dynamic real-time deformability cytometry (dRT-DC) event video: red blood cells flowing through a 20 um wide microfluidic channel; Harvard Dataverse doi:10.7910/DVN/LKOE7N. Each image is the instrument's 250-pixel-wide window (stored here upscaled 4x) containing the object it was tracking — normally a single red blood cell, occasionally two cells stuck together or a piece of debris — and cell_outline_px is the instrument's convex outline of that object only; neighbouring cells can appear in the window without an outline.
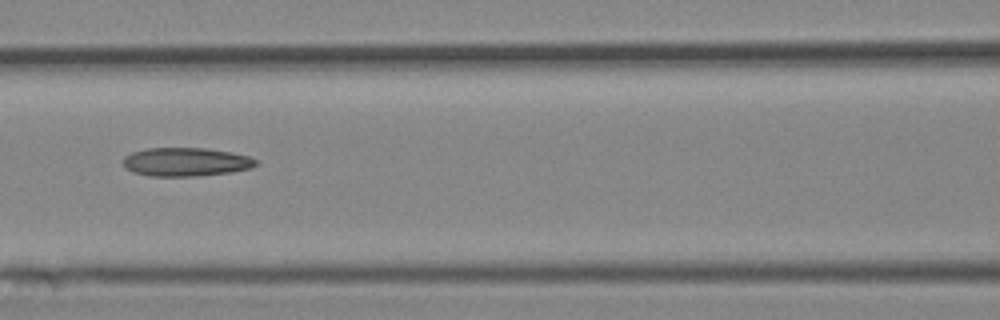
{"species": "Egyptian fruit bat (a non-hibernating species)", "species_latin": "Rousettus aegyptiacus", "temperature_condition": "cold", "stored_images_in_passage": 7, "camera_frame_rate_fps": 3000, "um_per_image_px": 0.085, "animal": {"sex": "female"}, "frame": {"image": 1, "passage_image": 7, "time_ms": 7.0, "image_size_px": [1000, 320], "cell_outline_px": [[260, 164], [252, 168], [232, 172], [196, 176], [148, 176], [132, 172], [124, 164], [124, 156], [132, 152], [148, 148], [208, 148], [232, 152], [248, 156], [256, 160]], "centroid_in_image_um": [15.84, 13.76], "position_along_channel_um": 150.8, "area_um2": 22.25}}